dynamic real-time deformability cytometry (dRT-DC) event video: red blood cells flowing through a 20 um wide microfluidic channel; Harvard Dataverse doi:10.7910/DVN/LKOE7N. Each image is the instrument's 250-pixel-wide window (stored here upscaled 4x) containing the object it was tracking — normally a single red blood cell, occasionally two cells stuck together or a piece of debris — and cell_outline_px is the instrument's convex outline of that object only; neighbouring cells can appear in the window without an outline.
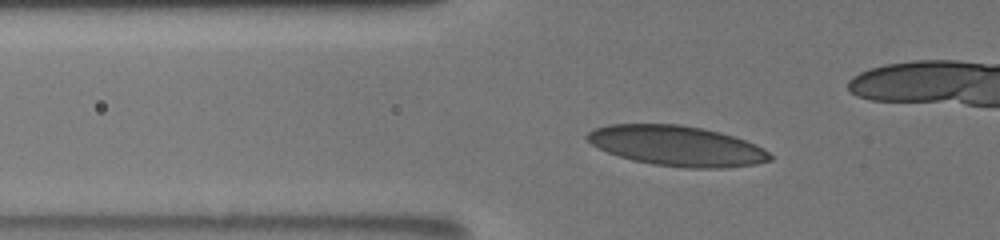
{"species": "human", "species_latin": "Homo sapiens", "temperature_condition": "room temperature", "stored_images_in_passage": 13, "camera_frame_rate_fps": 3000, "um_per_image_px": 0.085, "donor": {"sex": "male"}, "frame": {"image": 1, "passage_image": 10, "time_ms": 5.0, "image_size_px": [1000, 240], "cell_outline_px": [[772, 160], [756, 164], [724, 168], [684, 168], [652, 164], [632, 160], [608, 152], [592, 144], [584, 136], [588, 132], [596, 128], [608, 124], [680, 124], [720, 132], [756, 144], [764, 148], [772, 156]], "centroid_in_image_um": [57.55, 12.4], "position_along_channel_um": 68.3, "area_um2": 42.77}}